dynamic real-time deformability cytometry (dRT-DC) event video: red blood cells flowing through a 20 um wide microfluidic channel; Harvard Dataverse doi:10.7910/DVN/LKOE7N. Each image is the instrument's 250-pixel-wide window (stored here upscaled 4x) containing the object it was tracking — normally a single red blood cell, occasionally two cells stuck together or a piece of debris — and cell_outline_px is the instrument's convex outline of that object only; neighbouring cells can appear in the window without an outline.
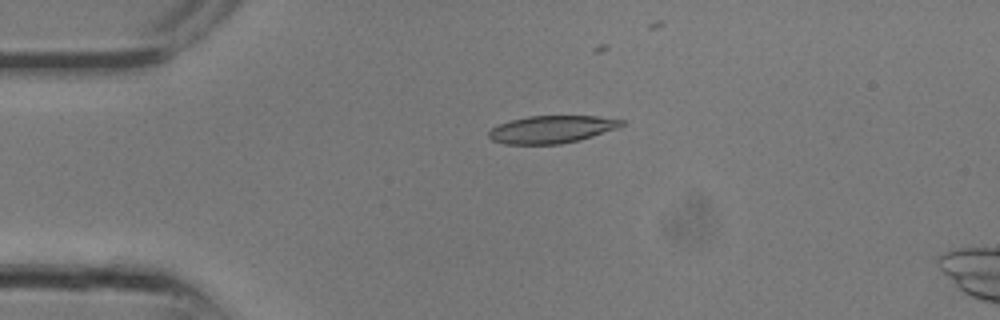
{"species": "common noctule bat (a hibernating species)", "species_latin": "Nyctalus noctula", "temperature_condition": "room temperature", "stored_images_in_passage": 20, "camera_frame_rate_fps": 3000, "um_per_image_px": 0.085, "animal": {"sex": "male", "body_mass_g": 13.3}, "frame": {"image": 1, "passage_image": 5, "time_ms": 1.333, "image_size_px": [1000, 320], "cell_outline_px": [[624, 124], [620, 128], [580, 140], [560, 144], [504, 144], [492, 140], [488, 136], [488, 132], [492, 128], [500, 124], [512, 120], [528, 116], [596, 116], [624, 120]], "centroid_in_image_um": [46.93, 11.0], "position_along_channel_um": 38.1, "area_um2": 21.33}}
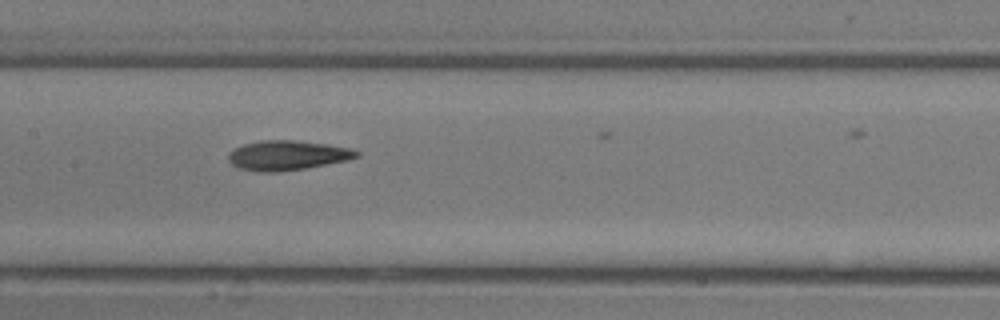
{"frame": {"image": 2, "passage_image": 12, "time_ms": 3.667, "image_size_px": [1000, 320], "cell_outline_px": [[360, 156], [348, 160], [308, 168], [272, 172], [260, 172], [240, 168], [232, 164], [228, 160], [228, 156], [236, 148], [244, 144], [260, 140], [296, 140], [328, 144], [352, 148], [360, 152]], "centroid_in_image_um": [24.49, 13.2], "position_along_channel_um": 182.9, "area_um2": 22.2}}
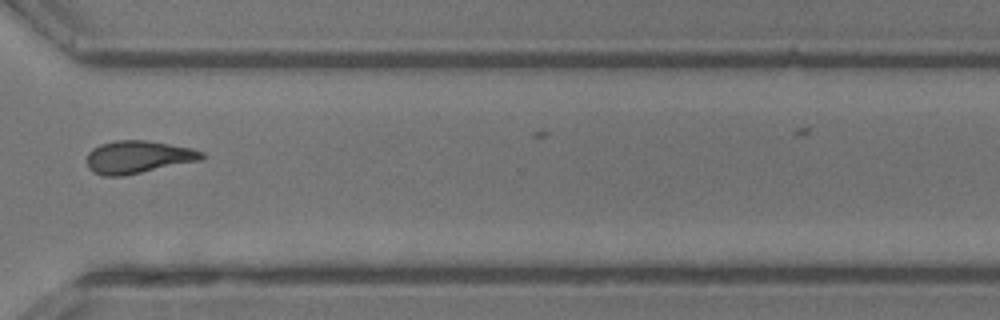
{"frame": {"image": 3, "passage_image": 19, "time_ms": 6.0, "image_size_px": [1000, 320], "cell_outline_px": [[204, 156], [200, 160], [124, 176], [104, 176], [92, 172], [88, 168], [88, 152], [92, 148], [100, 144], [116, 140], [144, 140], [192, 148], [204, 152]], "centroid_in_image_um": [11.71, 13.35], "position_along_channel_um": 358.9, "area_um2": 21.79}}